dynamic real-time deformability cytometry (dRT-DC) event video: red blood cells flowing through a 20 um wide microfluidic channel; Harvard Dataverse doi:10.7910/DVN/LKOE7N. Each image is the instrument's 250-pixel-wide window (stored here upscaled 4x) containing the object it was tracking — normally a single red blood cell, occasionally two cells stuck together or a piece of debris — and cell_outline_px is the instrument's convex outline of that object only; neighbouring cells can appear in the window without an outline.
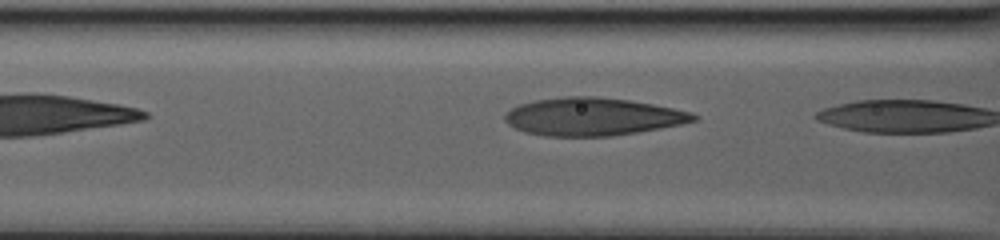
{"species": "human", "species_latin": "Homo sapiens", "temperature_condition": "warm", "stored_images_in_passage": 16, "camera_frame_rate_fps": 3000, "um_per_image_px": 0.085, "donor": {"sex": "male"}, "frame": {"image": 1, "passage_image": 16, "time_ms": 11.667, "image_size_px": [1000, 240], "cell_outline_px": [[700, 116], [696, 120], [680, 124], [660, 128], [636, 132], [608, 136], [544, 136], [524, 132], [508, 124], [504, 120], [504, 116], [512, 108], [520, 104], [536, 100], [564, 96], [596, 96], [628, 100], [652, 104], [692, 112]], "centroid_in_image_um": [50.36, 9.91], "position_along_channel_um": 116.2, "area_um2": 41.38}}